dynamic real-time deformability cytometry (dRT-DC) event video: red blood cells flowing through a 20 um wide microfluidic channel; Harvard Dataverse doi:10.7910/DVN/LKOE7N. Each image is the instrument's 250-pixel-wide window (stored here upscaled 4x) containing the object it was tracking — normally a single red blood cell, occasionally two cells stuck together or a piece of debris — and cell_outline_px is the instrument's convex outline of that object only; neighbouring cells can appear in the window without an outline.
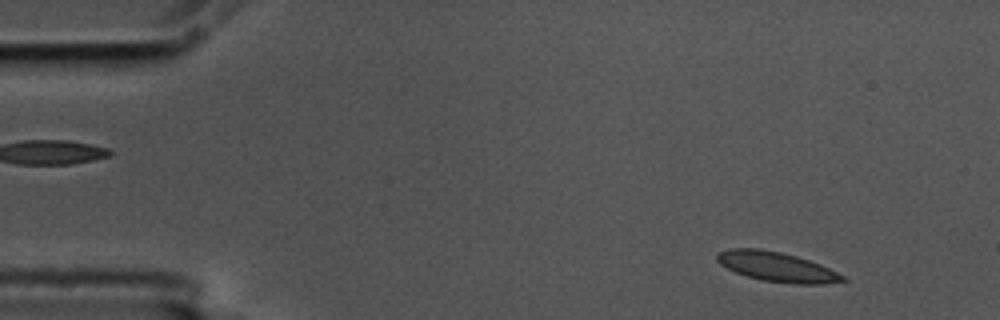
{"species": "common noctule bat (a hibernating species)", "species_latin": "Nyctalus noctula", "temperature_condition": "cold", "stored_images_in_passage": 56, "camera_frame_rate_fps": 3000, "um_per_image_px": 0.085, "animal": {"sex": "male", "body_mass_g": 17.5, "forearm_length_mm": 52.3}, "frame": {"image": 1, "passage_image": 5, "time_ms": 1.333, "image_size_px": [1000, 320], "cell_outline_px": [[848, 280], [824, 284], [796, 284], [764, 280], [748, 276], [736, 272], [720, 264], [716, 260], [716, 252], [728, 248], [760, 248], [780, 252], [796, 256], [820, 264], [844, 276]], "centroid_in_image_um": [66.0, 22.66], "position_along_channel_um": 19.0, "area_um2": 21.56}}
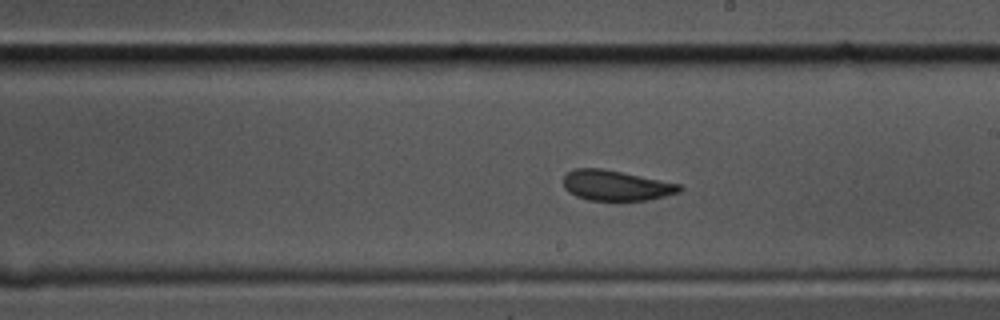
{"frame": {"image": 2, "passage_image": 31, "time_ms": 10.0, "image_size_px": [1000, 320], "cell_outline_px": [[684, 188], [680, 192], [648, 200], [588, 200], [576, 196], [568, 192], [564, 188], [564, 176], [572, 168], [604, 168], [680, 184]], "centroid_in_image_um": [52.35, 15.76], "position_along_channel_um": 236.7, "area_um2": 20.58}}
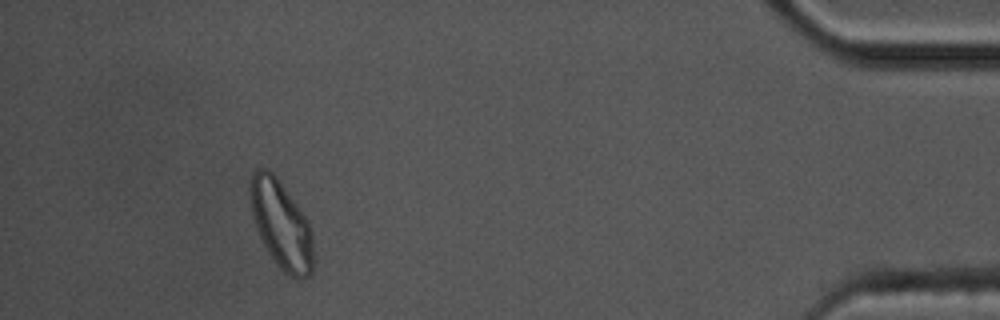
{"frame": {"image": 3, "passage_image": 51, "time_ms": 16.667, "image_size_px": [1000, 320], "cell_outline_px": [[312, 272], [308, 276], [292, 276], [284, 272], [280, 268], [268, 252], [256, 228], [252, 216], [248, 192], [252, 172], [256, 168], [268, 168], [276, 176], [308, 220], [312, 236]], "centroid_in_image_um": [23.86, 19.02], "position_along_channel_um": 411.3, "area_um2": 32.08}, "authors_computed_cell_mechanics": {"area_um2": 21.2415, "velocity_mm_per_s": 3.5298, "shape_relaxation_time_tau1_ms": 9.7253, "shape_relaxation_time_tau2_ms": 1.0887, "deformation_change_tau1": 0.144, "deformation_change_tau2": 0.0671}}